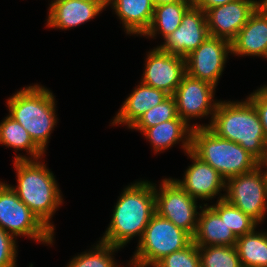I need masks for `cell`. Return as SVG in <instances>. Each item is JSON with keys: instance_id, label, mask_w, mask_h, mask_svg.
<instances>
[{"instance_id": "1", "label": "cell", "mask_w": 267, "mask_h": 267, "mask_svg": "<svg viewBox=\"0 0 267 267\" xmlns=\"http://www.w3.org/2000/svg\"><path fill=\"white\" fill-rule=\"evenodd\" d=\"M114 205L112 219L101 242L123 248L133 237L141 240L155 210L154 183L137 181L126 186Z\"/></svg>"}, {"instance_id": "2", "label": "cell", "mask_w": 267, "mask_h": 267, "mask_svg": "<svg viewBox=\"0 0 267 267\" xmlns=\"http://www.w3.org/2000/svg\"><path fill=\"white\" fill-rule=\"evenodd\" d=\"M208 128L217 136L240 144L260 164L267 158L263 126L247 98L241 102L219 100Z\"/></svg>"}, {"instance_id": "3", "label": "cell", "mask_w": 267, "mask_h": 267, "mask_svg": "<svg viewBox=\"0 0 267 267\" xmlns=\"http://www.w3.org/2000/svg\"><path fill=\"white\" fill-rule=\"evenodd\" d=\"M41 159L14 160L17 186L12 185L11 188L38 219L54 233L55 227L50 221L57 208L62 205L63 195L53 172Z\"/></svg>"}, {"instance_id": "4", "label": "cell", "mask_w": 267, "mask_h": 267, "mask_svg": "<svg viewBox=\"0 0 267 267\" xmlns=\"http://www.w3.org/2000/svg\"><path fill=\"white\" fill-rule=\"evenodd\" d=\"M55 95L37 83L21 88L7 99L9 116L18 121L45 153L57 124Z\"/></svg>"}, {"instance_id": "5", "label": "cell", "mask_w": 267, "mask_h": 267, "mask_svg": "<svg viewBox=\"0 0 267 267\" xmlns=\"http://www.w3.org/2000/svg\"><path fill=\"white\" fill-rule=\"evenodd\" d=\"M191 151L226 181L260 165L240 144L217 136L208 127L192 129Z\"/></svg>"}, {"instance_id": "6", "label": "cell", "mask_w": 267, "mask_h": 267, "mask_svg": "<svg viewBox=\"0 0 267 267\" xmlns=\"http://www.w3.org/2000/svg\"><path fill=\"white\" fill-rule=\"evenodd\" d=\"M192 237L156 212L146 226L133 260L140 267H154L165 256L185 248Z\"/></svg>"}, {"instance_id": "7", "label": "cell", "mask_w": 267, "mask_h": 267, "mask_svg": "<svg viewBox=\"0 0 267 267\" xmlns=\"http://www.w3.org/2000/svg\"><path fill=\"white\" fill-rule=\"evenodd\" d=\"M0 228L15 239L28 237L42 244L53 245L54 234L18 198L10 184L0 181Z\"/></svg>"}, {"instance_id": "8", "label": "cell", "mask_w": 267, "mask_h": 267, "mask_svg": "<svg viewBox=\"0 0 267 267\" xmlns=\"http://www.w3.org/2000/svg\"><path fill=\"white\" fill-rule=\"evenodd\" d=\"M260 164L253 171L229 178L224 199L258 224L267 212V172Z\"/></svg>"}, {"instance_id": "9", "label": "cell", "mask_w": 267, "mask_h": 267, "mask_svg": "<svg viewBox=\"0 0 267 267\" xmlns=\"http://www.w3.org/2000/svg\"><path fill=\"white\" fill-rule=\"evenodd\" d=\"M157 188L154 183L155 210L160 216L174 223L177 227L194 236L201 205L191 197L174 178H165Z\"/></svg>"}, {"instance_id": "10", "label": "cell", "mask_w": 267, "mask_h": 267, "mask_svg": "<svg viewBox=\"0 0 267 267\" xmlns=\"http://www.w3.org/2000/svg\"><path fill=\"white\" fill-rule=\"evenodd\" d=\"M215 86L208 82L190 77L187 73L175 90L173 97L176 101L177 115L192 129L209 127L219 101L215 97ZM210 115L209 124H192L193 118H203Z\"/></svg>"}, {"instance_id": "11", "label": "cell", "mask_w": 267, "mask_h": 267, "mask_svg": "<svg viewBox=\"0 0 267 267\" xmlns=\"http://www.w3.org/2000/svg\"><path fill=\"white\" fill-rule=\"evenodd\" d=\"M229 53H232L229 41L209 36L185 57L186 73L216 87Z\"/></svg>"}, {"instance_id": "12", "label": "cell", "mask_w": 267, "mask_h": 267, "mask_svg": "<svg viewBox=\"0 0 267 267\" xmlns=\"http://www.w3.org/2000/svg\"><path fill=\"white\" fill-rule=\"evenodd\" d=\"M142 79L156 89L173 95L183 76L186 74L185 57L173 55L154 47L148 51Z\"/></svg>"}, {"instance_id": "13", "label": "cell", "mask_w": 267, "mask_h": 267, "mask_svg": "<svg viewBox=\"0 0 267 267\" xmlns=\"http://www.w3.org/2000/svg\"><path fill=\"white\" fill-rule=\"evenodd\" d=\"M208 37L206 13L192 5L183 15L180 26L157 47L163 52L186 57Z\"/></svg>"}, {"instance_id": "14", "label": "cell", "mask_w": 267, "mask_h": 267, "mask_svg": "<svg viewBox=\"0 0 267 267\" xmlns=\"http://www.w3.org/2000/svg\"><path fill=\"white\" fill-rule=\"evenodd\" d=\"M259 5L257 0H235L208 9L205 13L209 36L231 43Z\"/></svg>"}, {"instance_id": "15", "label": "cell", "mask_w": 267, "mask_h": 267, "mask_svg": "<svg viewBox=\"0 0 267 267\" xmlns=\"http://www.w3.org/2000/svg\"><path fill=\"white\" fill-rule=\"evenodd\" d=\"M187 156L192 160L184 173V179H174L191 197L209 201L219 195L218 200L224 199L226 180L209 164L197 157L191 150Z\"/></svg>"}, {"instance_id": "16", "label": "cell", "mask_w": 267, "mask_h": 267, "mask_svg": "<svg viewBox=\"0 0 267 267\" xmlns=\"http://www.w3.org/2000/svg\"><path fill=\"white\" fill-rule=\"evenodd\" d=\"M47 27L68 30L95 18L107 7L106 1L52 0Z\"/></svg>"}, {"instance_id": "17", "label": "cell", "mask_w": 267, "mask_h": 267, "mask_svg": "<svg viewBox=\"0 0 267 267\" xmlns=\"http://www.w3.org/2000/svg\"><path fill=\"white\" fill-rule=\"evenodd\" d=\"M231 52L234 56L267 58V10L261 5L231 42Z\"/></svg>"}, {"instance_id": "18", "label": "cell", "mask_w": 267, "mask_h": 267, "mask_svg": "<svg viewBox=\"0 0 267 267\" xmlns=\"http://www.w3.org/2000/svg\"><path fill=\"white\" fill-rule=\"evenodd\" d=\"M139 83L123 102L112 120V126L123 124L130 129L146 111L169 96L163 90L151 87L141 81Z\"/></svg>"}, {"instance_id": "19", "label": "cell", "mask_w": 267, "mask_h": 267, "mask_svg": "<svg viewBox=\"0 0 267 267\" xmlns=\"http://www.w3.org/2000/svg\"><path fill=\"white\" fill-rule=\"evenodd\" d=\"M237 239L219 214L207 203L203 204L192 241L197 246H235Z\"/></svg>"}, {"instance_id": "20", "label": "cell", "mask_w": 267, "mask_h": 267, "mask_svg": "<svg viewBox=\"0 0 267 267\" xmlns=\"http://www.w3.org/2000/svg\"><path fill=\"white\" fill-rule=\"evenodd\" d=\"M121 20L127 34L143 36L148 30L154 12L152 0H106Z\"/></svg>"}, {"instance_id": "21", "label": "cell", "mask_w": 267, "mask_h": 267, "mask_svg": "<svg viewBox=\"0 0 267 267\" xmlns=\"http://www.w3.org/2000/svg\"><path fill=\"white\" fill-rule=\"evenodd\" d=\"M191 133L192 128L177 116L175 119L147 128L142 135L150 142L155 154L173 147L180 141L184 152L187 153L191 150Z\"/></svg>"}, {"instance_id": "22", "label": "cell", "mask_w": 267, "mask_h": 267, "mask_svg": "<svg viewBox=\"0 0 267 267\" xmlns=\"http://www.w3.org/2000/svg\"><path fill=\"white\" fill-rule=\"evenodd\" d=\"M0 144L16 150H25L30 157L18 154L14 160H35L43 158L45 153L33 142L26 129L7 115L0 122Z\"/></svg>"}, {"instance_id": "23", "label": "cell", "mask_w": 267, "mask_h": 267, "mask_svg": "<svg viewBox=\"0 0 267 267\" xmlns=\"http://www.w3.org/2000/svg\"><path fill=\"white\" fill-rule=\"evenodd\" d=\"M191 6V0L155 6L151 24L143 36L155 38L157 34H161L163 39L166 38L180 26L183 15Z\"/></svg>"}, {"instance_id": "24", "label": "cell", "mask_w": 267, "mask_h": 267, "mask_svg": "<svg viewBox=\"0 0 267 267\" xmlns=\"http://www.w3.org/2000/svg\"><path fill=\"white\" fill-rule=\"evenodd\" d=\"M255 230L239 236L236 241L242 267H267V232Z\"/></svg>"}, {"instance_id": "25", "label": "cell", "mask_w": 267, "mask_h": 267, "mask_svg": "<svg viewBox=\"0 0 267 267\" xmlns=\"http://www.w3.org/2000/svg\"><path fill=\"white\" fill-rule=\"evenodd\" d=\"M210 206L237 237L252 232L259 225L249 215L229 203L226 199L217 200L215 204Z\"/></svg>"}, {"instance_id": "26", "label": "cell", "mask_w": 267, "mask_h": 267, "mask_svg": "<svg viewBox=\"0 0 267 267\" xmlns=\"http://www.w3.org/2000/svg\"><path fill=\"white\" fill-rule=\"evenodd\" d=\"M120 249L98 241L89 251L72 258L66 267H118L113 255Z\"/></svg>"}, {"instance_id": "27", "label": "cell", "mask_w": 267, "mask_h": 267, "mask_svg": "<svg viewBox=\"0 0 267 267\" xmlns=\"http://www.w3.org/2000/svg\"><path fill=\"white\" fill-rule=\"evenodd\" d=\"M201 267H242L235 246H198Z\"/></svg>"}, {"instance_id": "28", "label": "cell", "mask_w": 267, "mask_h": 267, "mask_svg": "<svg viewBox=\"0 0 267 267\" xmlns=\"http://www.w3.org/2000/svg\"><path fill=\"white\" fill-rule=\"evenodd\" d=\"M177 116L176 101L173 95H169L161 103L146 111L130 129L143 133L147 128L175 119Z\"/></svg>"}, {"instance_id": "29", "label": "cell", "mask_w": 267, "mask_h": 267, "mask_svg": "<svg viewBox=\"0 0 267 267\" xmlns=\"http://www.w3.org/2000/svg\"><path fill=\"white\" fill-rule=\"evenodd\" d=\"M154 267H201L198 246L191 241L185 248L165 256Z\"/></svg>"}, {"instance_id": "30", "label": "cell", "mask_w": 267, "mask_h": 267, "mask_svg": "<svg viewBox=\"0 0 267 267\" xmlns=\"http://www.w3.org/2000/svg\"><path fill=\"white\" fill-rule=\"evenodd\" d=\"M16 239L0 228V267H16Z\"/></svg>"}, {"instance_id": "31", "label": "cell", "mask_w": 267, "mask_h": 267, "mask_svg": "<svg viewBox=\"0 0 267 267\" xmlns=\"http://www.w3.org/2000/svg\"><path fill=\"white\" fill-rule=\"evenodd\" d=\"M247 99L254 105L259 115L267 144V85L261 86L255 90Z\"/></svg>"}, {"instance_id": "32", "label": "cell", "mask_w": 267, "mask_h": 267, "mask_svg": "<svg viewBox=\"0 0 267 267\" xmlns=\"http://www.w3.org/2000/svg\"><path fill=\"white\" fill-rule=\"evenodd\" d=\"M233 1L235 0H191L193 6L202 9L204 12L213 7L222 6Z\"/></svg>"}, {"instance_id": "33", "label": "cell", "mask_w": 267, "mask_h": 267, "mask_svg": "<svg viewBox=\"0 0 267 267\" xmlns=\"http://www.w3.org/2000/svg\"><path fill=\"white\" fill-rule=\"evenodd\" d=\"M154 5H160V4H164V3H173V2H178L180 0H152Z\"/></svg>"}, {"instance_id": "34", "label": "cell", "mask_w": 267, "mask_h": 267, "mask_svg": "<svg viewBox=\"0 0 267 267\" xmlns=\"http://www.w3.org/2000/svg\"><path fill=\"white\" fill-rule=\"evenodd\" d=\"M129 262H128V266L130 267H140L133 259H131ZM118 267H121V266L119 265Z\"/></svg>"}, {"instance_id": "35", "label": "cell", "mask_w": 267, "mask_h": 267, "mask_svg": "<svg viewBox=\"0 0 267 267\" xmlns=\"http://www.w3.org/2000/svg\"><path fill=\"white\" fill-rule=\"evenodd\" d=\"M260 5L267 10V0H259Z\"/></svg>"}, {"instance_id": "36", "label": "cell", "mask_w": 267, "mask_h": 267, "mask_svg": "<svg viewBox=\"0 0 267 267\" xmlns=\"http://www.w3.org/2000/svg\"><path fill=\"white\" fill-rule=\"evenodd\" d=\"M263 168H266V172H267V158L265 159V161L262 163Z\"/></svg>"}, {"instance_id": "37", "label": "cell", "mask_w": 267, "mask_h": 267, "mask_svg": "<svg viewBox=\"0 0 267 267\" xmlns=\"http://www.w3.org/2000/svg\"><path fill=\"white\" fill-rule=\"evenodd\" d=\"M81 1H106V0H81Z\"/></svg>"}]
</instances>
